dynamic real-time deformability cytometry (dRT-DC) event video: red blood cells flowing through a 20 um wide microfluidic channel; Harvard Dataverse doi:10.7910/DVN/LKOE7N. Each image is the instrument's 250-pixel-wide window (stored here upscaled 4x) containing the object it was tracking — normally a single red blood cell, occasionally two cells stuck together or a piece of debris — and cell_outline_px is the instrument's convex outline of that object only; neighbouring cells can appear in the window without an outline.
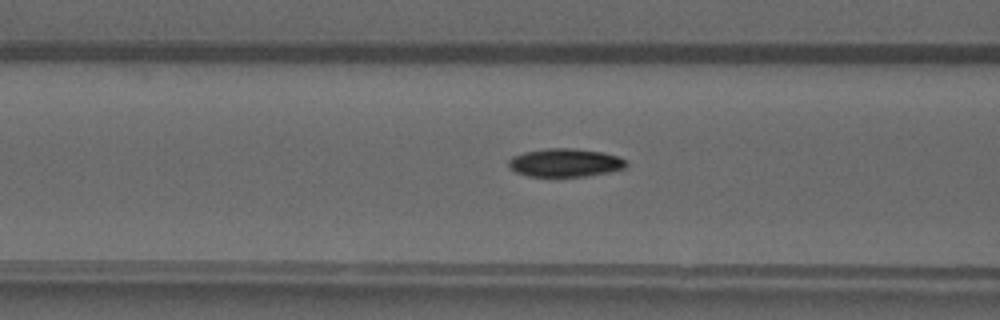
{"species": "common noctule bat (a hibernating species)", "species_latin": "Nyctalus noctula", "temperature_condition": "warm", "stored_images_in_passage": 28, "camera_frame_rate_fps": 3000, "um_per_image_px": 0.085, "animal": {"sex": "male", "forearm_length_mm": 52.5}, "frame": {"image": 1, "passage_image": 4, "time_ms": 1.0, "image_size_px": [1000, 320], "cell_outline_px": [[628, 164], [624, 168], [608, 172], [584, 176], [528, 176], [516, 172], [508, 164], [508, 160], [512, 156], [524, 152], [548, 148], [572, 148], [604, 152], [620, 156]], "centroid_in_image_um": [48.04, 13.82], "position_along_channel_um": 118.6, "area_um2": 19.31}}
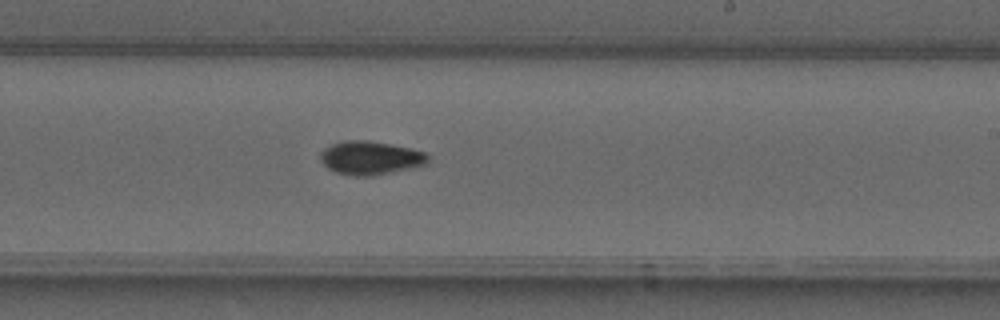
{"frame": {"image": 2, "passage_image": 14, "time_ms": 4.333, "image_size_px": [1000, 320], "cell_outline_px": [[428, 164], [392, 172], [372, 176], [352, 176], [336, 172], [328, 168], [320, 160], [320, 152], [324, 148], [332, 144], [344, 140], [368, 140], [412, 148], [424, 152], [428, 156]], "centroid_in_image_um": [31.47, 13.42], "position_along_channel_um": 257.5, "area_um2": 21.1}}
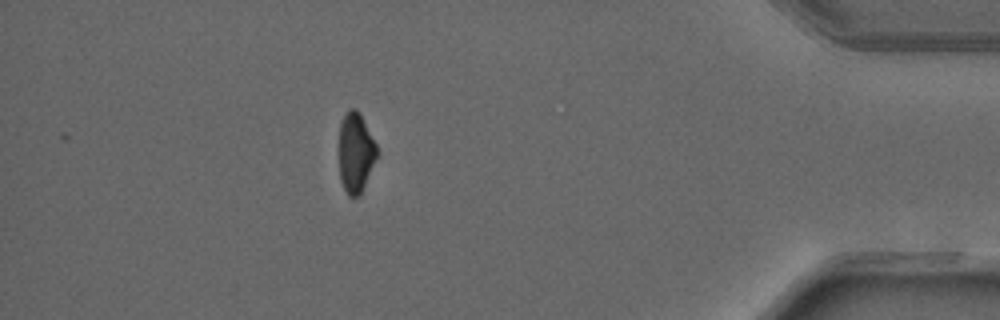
{"frame": {"image": 3, "passage_image": 28, "time_ms": 9.0, "image_size_px": [1000, 320], "cell_outline_px": [[376, 156], [364, 184], [360, 192], [356, 196], [348, 196], [340, 180], [340, 124], [348, 108], [356, 108], [360, 112], [376, 144]], "centroid_in_image_um": [30.21, 12.91], "position_along_channel_um": 405.0, "area_um2": 17.05}}